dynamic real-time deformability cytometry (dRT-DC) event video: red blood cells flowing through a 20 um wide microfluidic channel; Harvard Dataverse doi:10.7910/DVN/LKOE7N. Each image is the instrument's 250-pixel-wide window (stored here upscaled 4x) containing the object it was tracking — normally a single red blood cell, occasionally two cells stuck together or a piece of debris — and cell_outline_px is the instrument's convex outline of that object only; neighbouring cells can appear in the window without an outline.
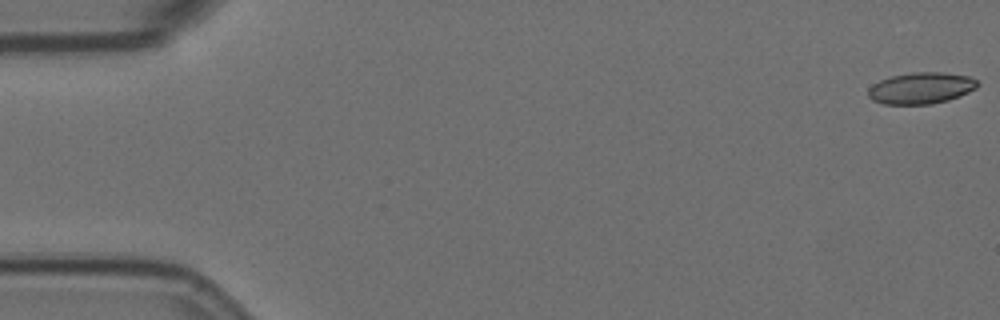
{"species": "Egyptian fruit bat (a non-hibernating species)", "species_latin": "Rousettus aegyptiacus", "temperature_condition": "room temperature", "stored_images_in_passage": 12, "camera_frame_rate_fps": 3000, "um_per_image_px": 0.085, "animal": {"sex": "female"}, "frame": {"image": 1, "passage_image": 1, "time_ms": 0.0, "image_size_px": [1000, 320], "cell_outline_px": [[980, 84], [976, 88], [960, 96], [948, 100], [932, 104], [884, 104], [872, 100], [868, 96], [868, 88], [872, 84], [880, 80], [892, 76], [912, 72], [944, 72], [968, 76], [976, 80]], "centroid_in_image_um": [78.28, 7.49], "position_along_channel_um": 6.7, "area_um2": 20.11}}